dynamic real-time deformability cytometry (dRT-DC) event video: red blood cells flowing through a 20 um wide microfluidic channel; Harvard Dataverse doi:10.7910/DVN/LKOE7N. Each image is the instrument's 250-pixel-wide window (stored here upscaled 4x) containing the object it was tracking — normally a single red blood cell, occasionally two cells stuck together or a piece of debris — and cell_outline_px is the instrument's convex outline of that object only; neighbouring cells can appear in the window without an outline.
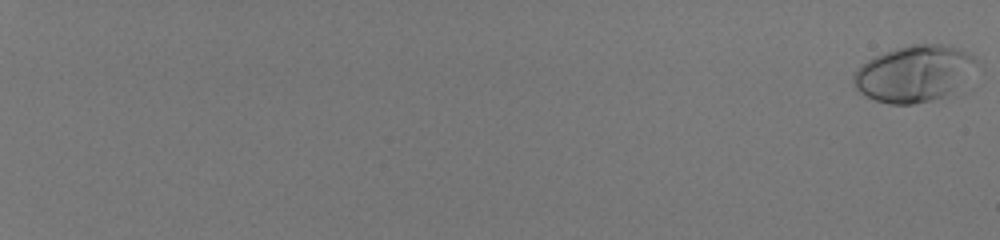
{"species": "human", "species_latin": "Homo sapiens", "temperature_condition": "room temperature", "stored_images_in_passage": 59, "camera_frame_rate_fps": 3000, "um_per_image_px": 0.085, "donor": {"sex": "male"}, "frame": {"image": 1, "passage_image": 1, "time_ms": 0.0, "image_size_px": [1000, 240], "cell_outline_px": [[976, 60], [956, 84], [944, 96], [932, 100], [912, 104], [888, 104], [876, 100], [860, 92], [856, 88], [852, 80], [852, 76], [868, 60], [876, 56], [896, 48], [912, 44], [940, 44], [960, 48], [976, 56]], "centroid_in_image_um": [77.61, 6.24], "position_along_channel_um": 7.4, "area_um2": 38.84}}
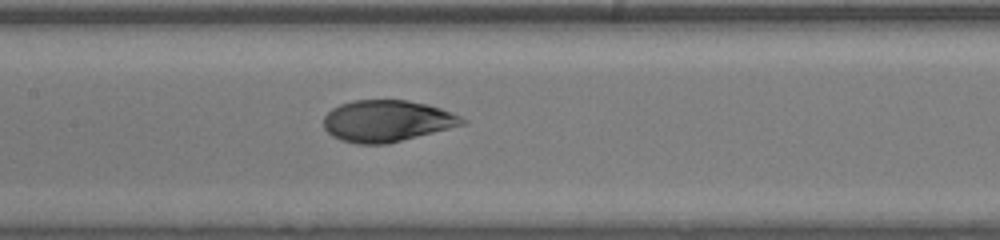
{"frame": {"image": 2, "passage_image": 36, "time_ms": 11.667, "image_size_px": [1000, 240], "cell_outline_px": [[468, 120], [464, 124], [388, 144], [360, 144], [340, 140], [332, 136], [324, 128], [324, 116], [332, 108], [340, 104], [352, 100], [408, 100], [428, 104], [440, 108], [460, 116]], "centroid_in_image_um": [32.87, 10.28], "position_along_channel_um": 174.5, "area_um2": 33.52}}
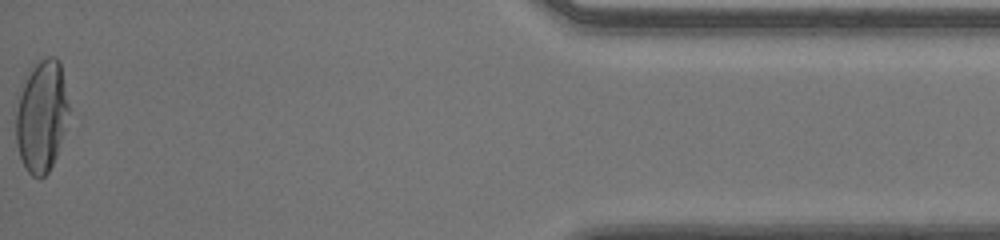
{"frame": {"image": 3, "passage_image": 59, "time_ms": 19.333, "image_size_px": [1000, 240], "cell_outline_px": [[68, 112], [64, 132], [56, 156], [48, 172], [40, 180], [32, 176], [24, 168], [16, 144], [16, 112], [20, 96], [24, 84], [32, 68], [40, 60], [48, 56], [56, 56], [60, 60], [68, 104]], "centroid_in_image_um": [3.54, 9.91], "position_along_channel_um": 431.7, "area_um2": 34.04}, "authors_computed_cell_mechanics": {"area_um2": 34.1598, "velocity_mm_per_s": 4.0712, "shape_relaxation_time_tau1_ms": 4.9524, "shape_relaxation_time_tau2_ms": null, "deformation_change_tau1": 0.2277, "deformation_change_tau2": null}}